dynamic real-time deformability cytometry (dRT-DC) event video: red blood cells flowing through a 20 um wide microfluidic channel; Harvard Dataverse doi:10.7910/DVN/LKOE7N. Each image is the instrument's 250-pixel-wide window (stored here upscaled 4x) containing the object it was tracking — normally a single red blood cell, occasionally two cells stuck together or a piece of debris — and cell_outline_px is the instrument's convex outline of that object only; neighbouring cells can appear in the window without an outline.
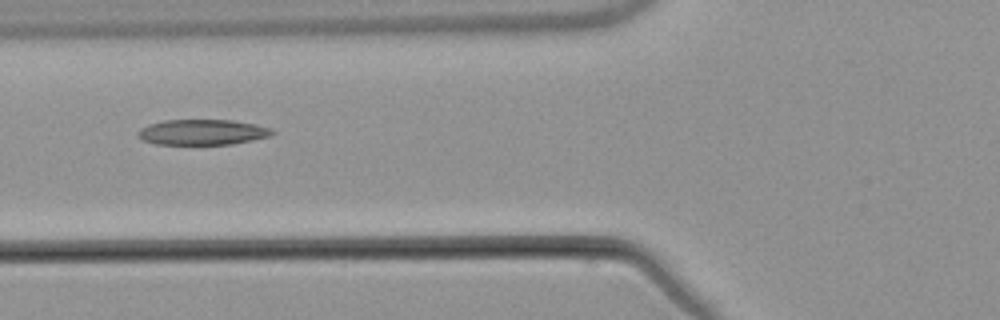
{"species": "common noctule bat (a hibernating species)", "species_latin": "Nyctalus noctula", "temperature_condition": "warm", "stored_images_in_passage": 5, "camera_frame_rate_fps": 3000, "um_per_image_px": 0.085, "animal": {"sex": "male", "body_mass_g": 21.5, "forearm_length_mm": 52.0}, "frame": {"image": 1, "passage_image": 4, "time_ms": 4.333, "image_size_px": [1000, 320], "cell_outline_px": [[276, 132], [268, 136], [252, 140], [232, 144], [156, 144], [140, 140], [136, 136], [136, 132], [140, 128], [148, 124], [164, 120], [232, 120], [256, 124], [272, 128]], "centroid_in_image_um": [17.16, 11.23], "position_along_channel_um": 108.6, "area_um2": 20.11}}
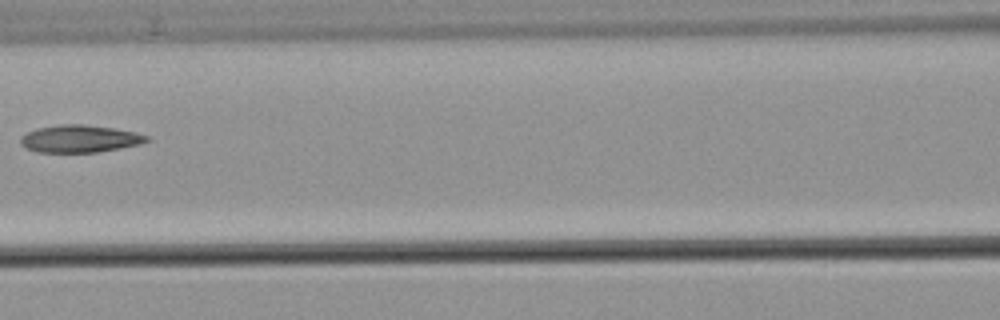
{"frame": {"image": 2, "passage_image": 5, "time_ms": 5.667, "image_size_px": [1000, 320], "cell_outline_px": [[152, 140], [140, 144], [120, 148], [96, 152], [36, 152], [20, 144], [20, 136], [36, 128], [60, 124], [84, 124], [112, 128], [136, 132], [148, 136]], "centroid_in_image_um": [6.78, 11.79], "position_along_channel_um": 159.8, "area_um2": 20.17}}